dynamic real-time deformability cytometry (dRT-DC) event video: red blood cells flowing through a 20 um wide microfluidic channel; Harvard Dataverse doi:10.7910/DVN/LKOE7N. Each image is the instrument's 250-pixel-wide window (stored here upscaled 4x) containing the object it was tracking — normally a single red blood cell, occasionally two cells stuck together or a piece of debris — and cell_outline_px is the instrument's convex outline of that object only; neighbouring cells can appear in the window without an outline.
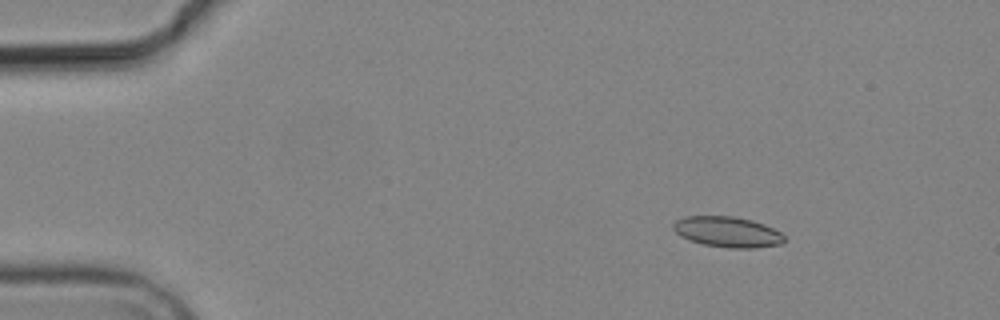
{"species": "common noctule bat (a hibernating species)", "species_latin": "Nyctalus noctula", "temperature_condition": "cold", "stored_images_in_passage": 7, "camera_frame_rate_fps": 3000, "um_per_image_px": 0.085, "animal": {"sex": "male", "body_mass_g": 19.2, "forearm_length_mm": 51.8}, "frame": {"image": 1, "passage_image": 2, "time_ms": 1.333, "image_size_px": [1000, 320], "cell_outline_px": [[784, 240], [780, 244], [756, 248], [728, 248], [704, 244], [688, 240], [680, 236], [672, 228], [672, 224], [676, 220], [684, 216], [732, 216], [752, 220], [764, 224], [780, 232], [784, 236]], "centroid_in_image_um": [61.8, 19.71], "position_along_channel_um": 23.2, "area_um2": 19.83}}
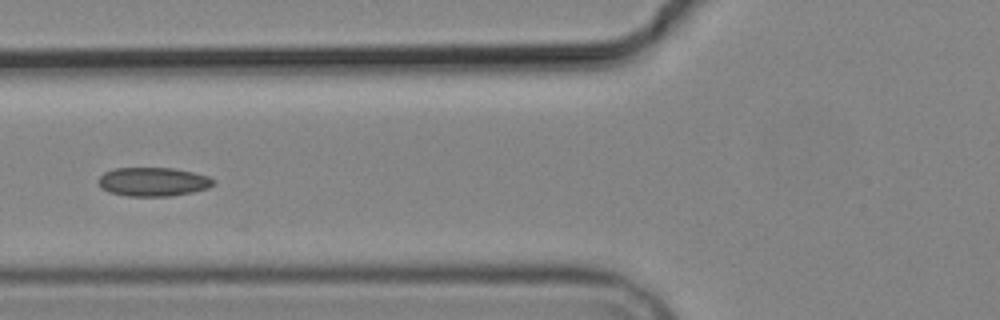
{"frame": {"image": 2, "passage_image": 6, "time_ms": 6.0, "image_size_px": [1000, 320], "cell_outline_px": [[216, 184], [208, 188], [192, 192], [172, 196], [128, 196], [108, 192], [100, 188], [96, 180], [104, 172], [112, 168], [172, 168], [192, 172], [208, 176], [216, 180]], "centroid_in_image_um": [12.99, 15.45], "position_along_channel_um": 112.8, "area_um2": 19.59}}
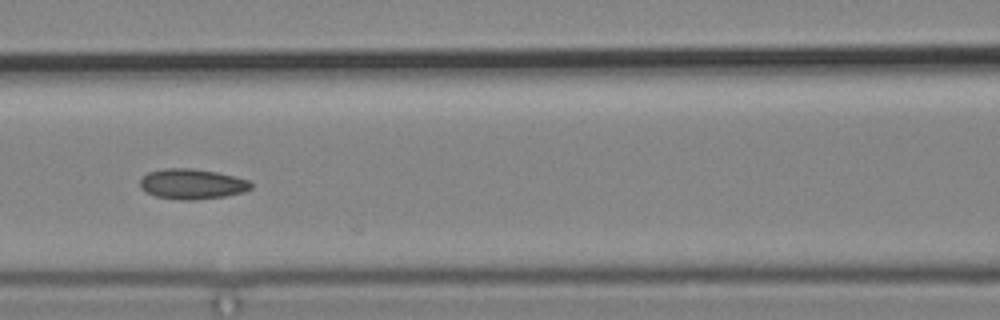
{"frame": {"image": 3, "passage_image": 7, "time_ms": 7.0, "image_size_px": [1000, 320], "cell_outline_px": [[252, 188], [244, 192], [224, 196], [188, 200], [180, 200], [156, 196], [144, 192], [140, 188], [140, 180], [148, 172], [164, 168], [192, 168], [216, 172], [248, 180], [252, 184]], "centroid_in_image_um": [16.29, 15.64], "position_along_channel_um": 150.3, "area_um2": 19.48}}